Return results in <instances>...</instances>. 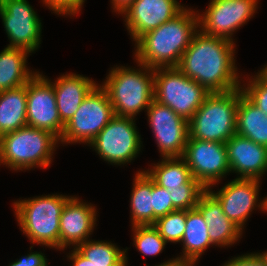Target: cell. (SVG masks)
Masks as SVG:
<instances>
[{"instance_id": "cell-1", "label": "cell", "mask_w": 267, "mask_h": 266, "mask_svg": "<svg viewBox=\"0 0 267 266\" xmlns=\"http://www.w3.org/2000/svg\"><path fill=\"white\" fill-rule=\"evenodd\" d=\"M234 49V42L198 30L176 67L209 93L231 91L241 87Z\"/></svg>"}, {"instance_id": "cell-2", "label": "cell", "mask_w": 267, "mask_h": 266, "mask_svg": "<svg viewBox=\"0 0 267 266\" xmlns=\"http://www.w3.org/2000/svg\"><path fill=\"white\" fill-rule=\"evenodd\" d=\"M198 14L184 8L178 15L135 42L137 63L151 68L176 67L199 29Z\"/></svg>"}, {"instance_id": "cell-3", "label": "cell", "mask_w": 267, "mask_h": 266, "mask_svg": "<svg viewBox=\"0 0 267 266\" xmlns=\"http://www.w3.org/2000/svg\"><path fill=\"white\" fill-rule=\"evenodd\" d=\"M138 64V70L125 66L111 69L101 85L115 116L134 118L154 100V68Z\"/></svg>"}, {"instance_id": "cell-4", "label": "cell", "mask_w": 267, "mask_h": 266, "mask_svg": "<svg viewBox=\"0 0 267 266\" xmlns=\"http://www.w3.org/2000/svg\"><path fill=\"white\" fill-rule=\"evenodd\" d=\"M70 198L53 194L13 203L20 228L33 245L59 249L60 216Z\"/></svg>"}, {"instance_id": "cell-5", "label": "cell", "mask_w": 267, "mask_h": 266, "mask_svg": "<svg viewBox=\"0 0 267 266\" xmlns=\"http://www.w3.org/2000/svg\"><path fill=\"white\" fill-rule=\"evenodd\" d=\"M59 139L49 131L25 126L0 137V163L17 170L47 168Z\"/></svg>"}, {"instance_id": "cell-6", "label": "cell", "mask_w": 267, "mask_h": 266, "mask_svg": "<svg viewBox=\"0 0 267 266\" xmlns=\"http://www.w3.org/2000/svg\"><path fill=\"white\" fill-rule=\"evenodd\" d=\"M239 88L209 93L189 123V138L226 143L236 134Z\"/></svg>"}, {"instance_id": "cell-7", "label": "cell", "mask_w": 267, "mask_h": 266, "mask_svg": "<svg viewBox=\"0 0 267 266\" xmlns=\"http://www.w3.org/2000/svg\"><path fill=\"white\" fill-rule=\"evenodd\" d=\"M209 92L177 67L154 68V100L189 121Z\"/></svg>"}, {"instance_id": "cell-8", "label": "cell", "mask_w": 267, "mask_h": 266, "mask_svg": "<svg viewBox=\"0 0 267 266\" xmlns=\"http://www.w3.org/2000/svg\"><path fill=\"white\" fill-rule=\"evenodd\" d=\"M114 116L107 92L97 84L65 124L59 143L90 144Z\"/></svg>"}, {"instance_id": "cell-9", "label": "cell", "mask_w": 267, "mask_h": 266, "mask_svg": "<svg viewBox=\"0 0 267 266\" xmlns=\"http://www.w3.org/2000/svg\"><path fill=\"white\" fill-rule=\"evenodd\" d=\"M135 118L114 116L90 142L100 157L114 165L129 163L141 151Z\"/></svg>"}, {"instance_id": "cell-10", "label": "cell", "mask_w": 267, "mask_h": 266, "mask_svg": "<svg viewBox=\"0 0 267 266\" xmlns=\"http://www.w3.org/2000/svg\"><path fill=\"white\" fill-rule=\"evenodd\" d=\"M182 158L206 189L230 172L225 143L188 138Z\"/></svg>"}, {"instance_id": "cell-11", "label": "cell", "mask_w": 267, "mask_h": 266, "mask_svg": "<svg viewBox=\"0 0 267 266\" xmlns=\"http://www.w3.org/2000/svg\"><path fill=\"white\" fill-rule=\"evenodd\" d=\"M258 0H211L204 14L198 13L199 31L233 42V32L253 16Z\"/></svg>"}, {"instance_id": "cell-12", "label": "cell", "mask_w": 267, "mask_h": 266, "mask_svg": "<svg viewBox=\"0 0 267 266\" xmlns=\"http://www.w3.org/2000/svg\"><path fill=\"white\" fill-rule=\"evenodd\" d=\"M0 16L9 47L32 53L41 43V20L27 0H0Z\"/></svg>"}, {"instance_id": "cell-13", "label": "cell", "mask_w": 267, "mask_h": 266, "mask_svg": "<svg viewBox=\"0 0 267 266\" xmlns=\"http://www.w3.org/2000/svg\"><path fill=\"white\" fill-rule=\"evenodd\" d=\"M26 89L27 126L49 131L60 140L65 124L58 113L53 82L36 72Z\"/></svg>"}, {"instance_id": "cell-14", "label": "cell", "mask_w": 267, "mask_h": 266, "mask_svg": "<svg viewBox=\"0 0 267 266\" xmlns=\"http://www.w3.org/2000/svg\"><path fill=\"white\" fill-rule=\"evenodd\" d=\"M146 111L162 157H182L189 138L188 121L156 100Z\"/></svg>"}, {"instance_id": "cell-15", "label": "cell", "mask_w": 267, "mask_h": 266, "mask_svg": "<svg viewBox=\"0 0 267 266\" xmlns=\"http://www.w3.org/2000/svg\"><path fill=\"white\" fill-rule=\"evenodd\" d=\"M185 7L177 0H135L122 13L131 38L136 42L142 35L174 18Z\"/></svg>"}, {"instance_id": "cell-16", "label": "cell", "mask_w": 267, "mask_h": 266, "mask_svg": "<svg viewBox=\"0 0 267 266\" xmlns=\"http://www.w3.org/2000/svg\"><path fill=\"white\" fill-rule=\"evenodd\" d=\"M259 183L258 179L235 178L217 193L208 190L219 200L229 220L243 231V225L257 206Z\"/></svg>"}, {"instance_id": "cell-17", "label": "cell", "mask_w": 267, "mask_h": 266, "mask_svg": "<svg viewBox=\"0 0 267 266\" xmlns=\"http://www.w3.org/2000/svg\"><path fill=\"white\" fill-rule=\"evenodd\" d=\"M94 207L73 196L65 203L60 216V250L71 244L76 248L88 240L96 225L97 212Z\"/></svg>"}, {"instance_id": "cell-18", "label": "cell", "mask_w": 267, "mask_h": 266, "mask_svg": "<svg viewBox=\"0 0 267 266\" xmlns=\"http://www.w3.org/2000/svg\"><path fill=\"white\" fill-rule=\"evenodd\" d=\"M227 161L230 173H238L237 178L258 179L267 172V147L234 134L226 143Z\"/></svg>"}, {"instance_id": "cell-19", "label": "cell", "mask_w": 267, "mask_h": 266, "mask_svg": "<svg viewBox=\"0 0 267 266\" xmlns=\"http://www.w3.org/2000/svg\"><path fill=\"white\" fill-rule=\"evenodd\" d=\"M196 208L208 225L210 241L220 247L234 244L242 235V230L224 214L219 200L207 189Z\"/></svg>"}, {"instance_id": "cell-20", "label": "cell", "mask_w": 267, "mask_h": 266, "mask_svg": "<svg viewBox=\"0 0 267 266\" xmlns=\"http://www.w3.org/2000/svg\"><path fill=\"white\" fill-rule=\"evenodd\" d=\"M97 84L79 74L61 75L53 83L61 121L66 124L78 110L84 98Z\"/></svg>"}, {"instance_id": "cell-21", "label": "cell", "mask_w": 267, "mask_h": 266, "mask_svg": "<svg viewBox=\"0 0 267 266\" xmlns=\"http://www.w3.org/2000/svg\"><path fill=\"white\" fill-rule=\"evenodd\" d=\"M126 251L111 242L89 239L74 248L68 258L73 266H123L126 264Z\"/></svg>"}, {"instance_id": "cell-22", "label": "cell", "mask_w": 267, "mask_h": 266, "mask_svg": "<svg viewBox=\"0 0 267 266\" xmlns=\"http://www.w3.org/2000/svg\"><path fill=\"white\" fill-rule=\"evenodd\" d=\"M236 134L267 147V116L239 88L236 113Z\"/></svg>"}, {"instance_id": "cell-23", "label": "cell", "mask_w": 267, "mask_h": 266, "mask_svg": "<svg viewBox=\"0 0 267 266\" xmlns=\"http://www.w3.org/2000/svg\"><path fill=\"white\" fill-rule=\"evenodd\" d=\"M27 126L26 85L0 92V137Z\"/></svg>"}, {"instance_id": "cell-24", "label": "cell", "mask_w": 267, "mask_h": 266, "mask_svg": "<svg viewBox=\"0 0 267 266\" xmlns=\"http://www.w3.org/2000/svg\"><path fill=\"white\" fill-rule=\"evenodd\" d=\"M29 52L7 46L0 53V92L24 86L36 74L27 68Z\"/></svg>"}, {"instance_id": "cell-25", "label": "cell", "mask_w": 267, "mask_h": 266, "mask_svg": "<svg viewBox=\"0 0 267 266\" xmlns=\"http://www.w3.org/2000/svg\"><path fill=\"white\" fill-rule=\"evenodd\" d=\"M208 225L197 208L187 210L186 227L181 242L183 254L180 259L195 265L208 246L214 245L209 238Z\"/></svg>"}, {"instance_id": "cell-26", "label": "cell", "mask_w": 267, "mask_h": 266, "mask_svg": "<svg viewBox=\"0 0 267 266\" xmlns=\"http://www.w3.org/2000/svg\"><path fill=\"white\" fill-rule=\"evenodd\" d=\"M130 198L133 226L153 225L152 179L143 170L136 173Z\"/></svg>"}, {"instance_id": "cell-27", "label": "cell", "mask_w": 267, "mask_h": 266, "mask_svg": "<svg viewBox=\"0 0 267 266\" xmlns=\"http://www.w3.org/2000/svg\"><path fill=\"white\" fill-rule=\"evenodd\" d=\"M145 172L159 186L164 188H183L191 178V172L182 157H163L160 163Z\"/></svg>"}, {"instance_id": "cell-28", "label": "cell", "mask_w": 267, "mask_h": 266, "mask_svg": "<svg viewBox=\"0 0 267 266\" xmlns=\"http://www.w3.org/2000/svg\"><path fill=\"white\" fill-rule=\"evenodd\" d=\"M134 245L144 256H156L162 252L166 241L153 225L133 226Z\"/></svg>"}, {"instance_id": "cell-29", "label": "cell", "mask_w": 267, "mask_h": 266, "mask_svg": "<svg viewBox=\"0 0 267 266\" xmlns=\"http://www.w3.org/2000/svg\"><path fill=\"white\" fill-rule=\"evenodd\" d=\"M186 219L187 210L177 209L166 216L158 218L153 226L166 242L180 243L185 231Z\"/></svg>"}, {"instance_id": "cell-30", "label": "cell", "mask_w": 267, "mask_h": 266, "mask_svg": "<svg viewBox=\"0 0 267 266\" xmlns=\"http://www.w3.org/2000/svg\"><path fill=\"white\" fill-rule=\"evenodd\" d=\"M171 195L173 206L178 210H190L196 208L202 194L207 190L195 178H191L183 188H167Z\"/></svg>"}, {"instance_id": "cell-31", "label": "cell", "mask_w": 267, "mask_h": 266, "mask_svg": "<svg viewBox=\"0 0 267 266\" xmlns=\"http://www.w3.org/2000/svg\"><path fill=\"white\" fill-rule=\"evenodd\" d=\"M243 86V94L267 116V81L258 74Z\"/></svg>"}, {"instance_id": "cell-32", "label": "cell", "mask_w": 267, "mask_h": 266, "mask_svg": "<svg viewBox=\"0 0 267 266\" xmlns=\"http://www.w3.org/2000/svg\"><path fill=\"white\" fill-rule=\"evenodd\" d=\"M152 209H153V225L160 217L166 216L168 213L177 210L171 201V194L166 188L157 185L152 180Z\"/></svg>"}, {"instance_id": "cell-33", "label": "cell", "mask_w": 267, "mask_h": 266, "mask_svg": "<svg viewBox=\"0 0 267 266\" xmlns=\"http://www.w3.org/2000/svg\"><path fill=\"white\" fill-rule=\"evenodd\" d=\"M44 4L58 15H75L82 8L85 0H43Z\"/></svg>"}, {"instance_id": "cell-34", "label": "cell", "mask_w": 267, "mask_h": 266, "mask_svg": "<svg viewBox=\"0 0 267 266\" xmlns=\"http://www.w3.org/2000/svg\"><path fill=\"white\" fill-rule=\"evenodd\" d=\"M223 266H266V259L261 253H248L230 259Z\"/></svg>"}, {"instance_id": "cell-35", "label": "cell", "mask_w": 267, "mask_h": 266, "mask_svg": "<svg viewBox=\"0 0 267 266\" xmlns=\"http://www.w3.org/2000/svg\"><path fill=\"white\" fill-rule=\"evenodd\" d=\"M46 256L41 252H30L21 259L10 263L9 266H48Z\"/></svg>"}, {"instance_id": "cell-36", "label": "cell", "mask_w": 267, "mask_h": 266, "mask_svg": "<svg viewBox=\"0 0 267 266\" xmlns=\"http://www.w3.org/2000/svg\"><path fill=\"white\" fill-rule=\"evenodd\" d=\"M135 0H112L113 10L117 13L122 14L126 11Z\"/></svg>"}, {"instance_id": "cell-37", "label": "cell", "mask_w": 267, "mask_h": 266, "mask_svg": "<svg viewBox=\"0 0 267 266\" xmlns=\"http://www.w3.org/2000/svg\"><path fill=\"white\" fill-rule=\"evenodd\" d=\"M157 266H193V264L180 258H175V259L173 258L172 260L165 261Z\"/></svg>"}, {"instance_id": "cell-38", "label": "cell", "mask_w": 267, "mask_h": 266, "mask_svg": "<svg viewBox=\"0 0 267 266\" xmlns=\"http://www.w3.org/2000/svg\"><path fill=\"white\" fill-rule=\"evenodd\" d=\"M257 207H260V209L264 212L267 211V197H265L262 201H260V203H258V206Z\"/></svg>"}, {"instance_id": "cell-39", "label": "cell", "mask_w": 267, "mask_h": 266, "mask_svg": "<svg viewBox=\"0 0 267 266\" xmlns=\"http://www.w3.org/2000/svg\"><path fill=\"white\" fill-rule=\"evenodd\" d=\"M257 74H259L264 80L267 81V65H265L264 68Z\"/></svg>"}, {"instance_id": "cell-40", "label": "cell", "mask_w": 267, "mask_h": 266, "mask_svg": "<svg viewBox=\"0 0 267 266\" xmlns=\"http://www.w3.org/2000/svg\"><path fill=\"white\" fill-rule=\"evenodd\" d=\"M261 254L266 259V266H267V252L264 251Z\"/></svg>"}]
</instances>
